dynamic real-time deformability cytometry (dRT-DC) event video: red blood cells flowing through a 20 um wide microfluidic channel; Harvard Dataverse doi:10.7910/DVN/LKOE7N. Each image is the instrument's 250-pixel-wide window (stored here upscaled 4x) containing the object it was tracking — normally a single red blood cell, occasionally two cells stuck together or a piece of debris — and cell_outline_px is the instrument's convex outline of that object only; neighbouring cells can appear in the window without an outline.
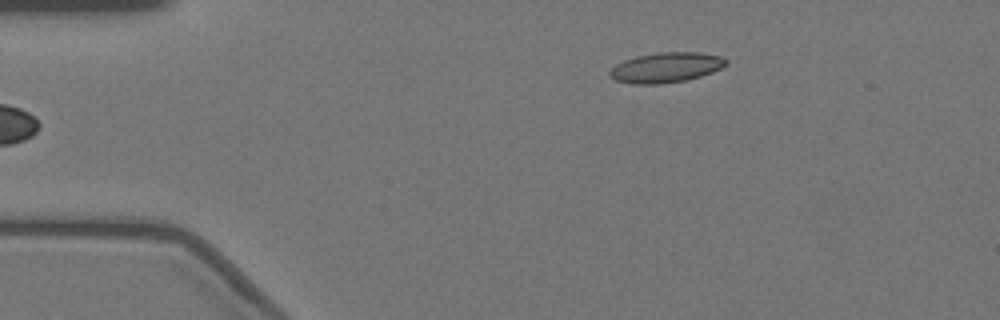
{"species": "Egyptian fruit bat (a non-hibernating species)", "species_latin": "Rousettus aegyptiacus", "temperature_condition": "warm", "stored_images_in_passage": 6, "camera_frame_rate_fps": 3000, "um_per_image_px": 0.085, "animal": {"sex": "female"}, "frame": {"image": 1, "passage_image": 1, "time_ms": 0.0, "image_size_px": [1000, 320], "cell_outline_px": [[728, 64], [712, 72], [700, 76], [684, 80], [660, 84], [632, 84], [616, 80], [608, 76], [608, 72], [616, 64], [624, 60], [636, 56], [660, 52], [700, 52], [720, 56], [728, 60]], "centroid_in_image_um": [56.59, 5.73], "position_along_channel_um": 28.4, "area_um2": 20.4}}
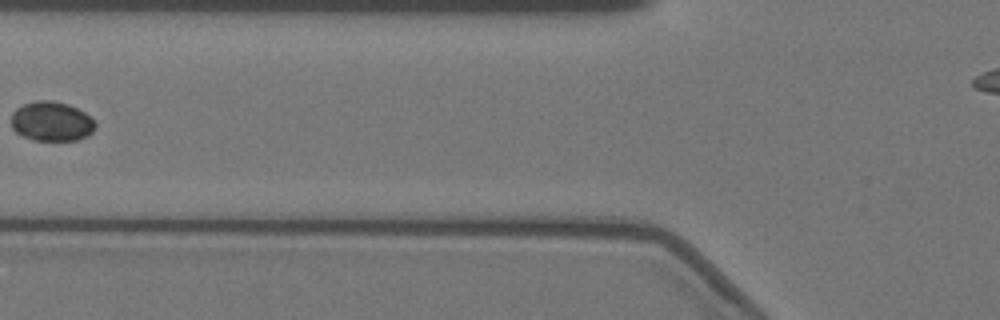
{"frame": {"image": 2, "passage_image": 4, "time_ms": 1.0, "image_size_px": [1000, 320], "cell_outline_px": [[96, 128], [88, 136], [76, 140], [32, 140], [16, 132], [12, 128], [12, 112], [16, 108], [24, 104], [36, 100], [52, 100], [68, 104], [84, 112], [96, 124]], "centroid_in_image_um": [4.37, 10.31], "position_along_channel_um": 121.4, "area_um2": 19.36}}